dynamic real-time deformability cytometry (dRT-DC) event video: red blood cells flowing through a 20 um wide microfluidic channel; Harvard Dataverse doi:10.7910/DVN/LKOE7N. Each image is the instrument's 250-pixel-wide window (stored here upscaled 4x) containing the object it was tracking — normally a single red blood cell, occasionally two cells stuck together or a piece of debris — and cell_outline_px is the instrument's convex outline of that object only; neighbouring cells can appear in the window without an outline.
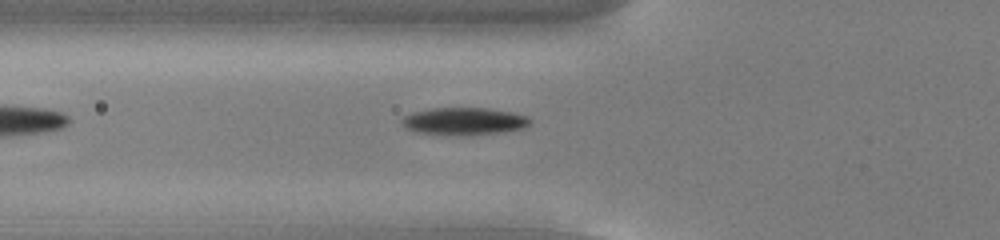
{"species": "common noctule bat (a hibernating species)", "species_latin": "Nyctalus noctula", "temperature_condition": "cold", "stored_images_in_passage": 40, "camera_frame_rate_fps": 3000, "um_per_image_px": 0.085, "animal": {"sex": "male", "body_mass_g": 13.0, "forearm_length_mm": 53.1}, "frame": {"image": 1, "passage_image": 5, "time_ms": 1.333, "image_size_px": [1000, 240], "cell_outline_px": [[532, 120], [524, 128], [496, 132], [464, 136], [416, 132], [404, 128], [400, 124], [400, 120], [404, 116], [412, 112], [432, 108], [488, 108], [512, 112], [528, 116]], "centroid_in_image_um": [39.39, 10.3], "position_along_channel_um": 86.4, "area_um2": 20.58}}
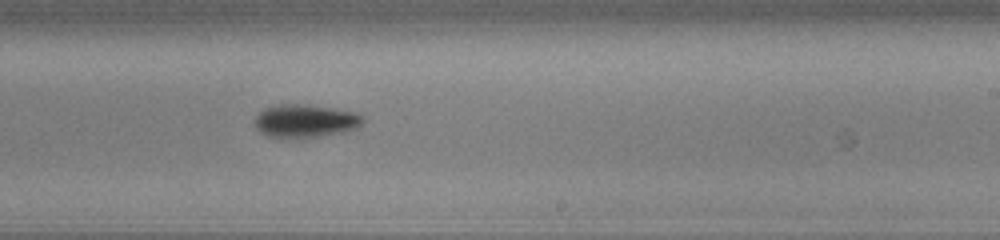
{"frame": {"image": 2, "passage_image": 19, "time_ms": 6.0, "image_size_px": [1000, 240], "cell_outline_px": [[364, 120], [356, 128], [340, 132], [316, 136], [268, 136], [260, 132], [256, 128], [256, 116], [264, 108], [276, 104], [304, 104], [332, 108], [356, 112], [364, 116]], "centroid_in_image_um": [25.95, 10.24], "position_along_channel_um": 263.0, "area_um2": 20.29}}
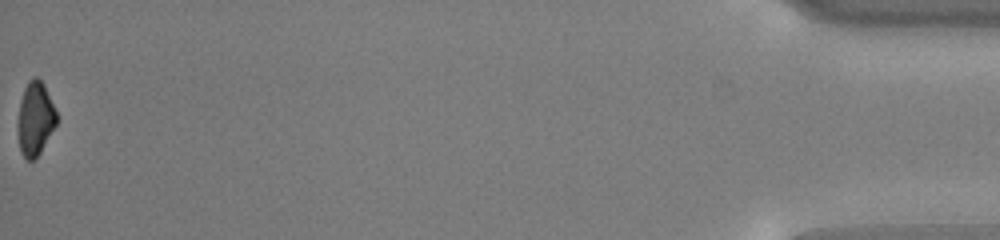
{"frame": {"image": 3, "passage_image": 40, "time_ms": 13.0, "image_size_px": [1000, 240], "cell_outline_px": [[56, 124], [36, 160], [28, 160], [20, 152], [16, 128], [16, 124], [20, 100], [24, 88], [28, 80], [32, 76], [36, 76], [44, 84], [56, 112]], "centroid_in_image_um": [2.95, 10.09], "position_along_channel_um": 432.3, "area_um2": 16.88}, "authors_computed_cell_mechanics": {"area_um2": 20.2011, "velocity_mm_per_s": 3.788, "shape_relaxation_time_tau1_ms": 1.8401, "shape_relaxation_time_tau2_ms": null, "deformation_change_tau1": 0.1111, "deformation_change_tau2": null}}